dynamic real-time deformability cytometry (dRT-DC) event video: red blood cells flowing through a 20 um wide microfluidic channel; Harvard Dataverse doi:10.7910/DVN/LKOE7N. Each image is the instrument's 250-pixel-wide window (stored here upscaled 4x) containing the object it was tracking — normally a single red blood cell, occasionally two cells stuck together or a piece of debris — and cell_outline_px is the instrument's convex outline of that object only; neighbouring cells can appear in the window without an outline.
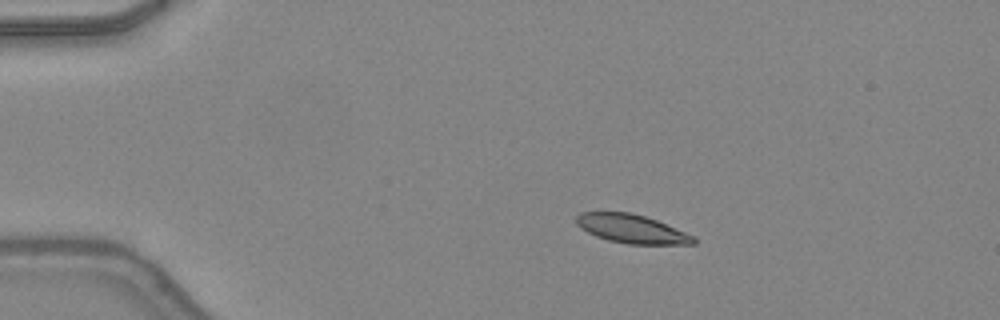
{"species": "common noctule bat (a hibernating species)", "species_latin": "Nyctalus noctula", "temperature_condition": "warm", "stored_images_in_passage": 40, "camera_frame_rate_fps": 3000, "um_per_image_px": 0.085, "animal": {"sex": "female", "body_mass_g": 24.6, "forearm_length_mm": 56.2}, "frame": {"image": 1, "passage_image": 1, "time_ms": 0.0, "image_size_px": [1000, 320], "cell_outline_px": [[696, 244], [628, 244], [608, 240], [596, 236], [580, 228], [576, 224], [576, 216], [580, 212], [632, 212], [656, 220], [696, 236]], "centroid_in_image_um": [53.7, 19.45], "position_along_channel_um": 31.3, "area_um2": 19.65}}
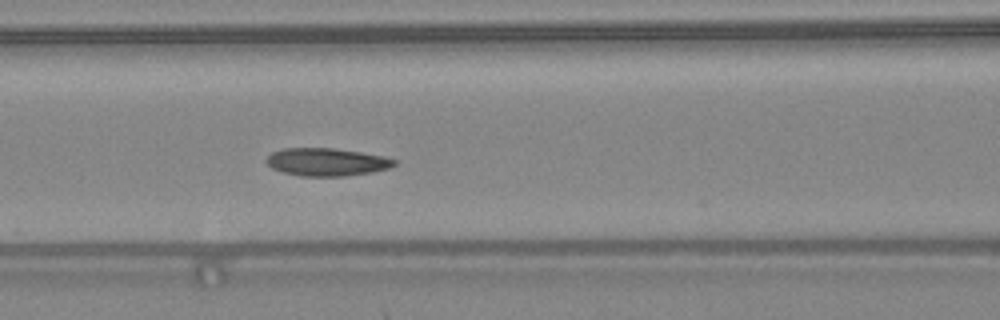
{"frame": {"image": 2, "passage_image": 13, "time_ms": 4.0, "image_size_px": [1000, 320], "cell_outline_px": [[396, 164], [388, 168], [372, 172], [344, 176], [300, 176], [284, 172], [272, 168], [264, 160], [272, 152], [280, 148], [332, 148], [360, 152], [384, 156], [396, 160]], "centroid_in_image_um": [27.74, 13.76], "position_along_channel_um": 138.9, "area_um2": 20.69}}
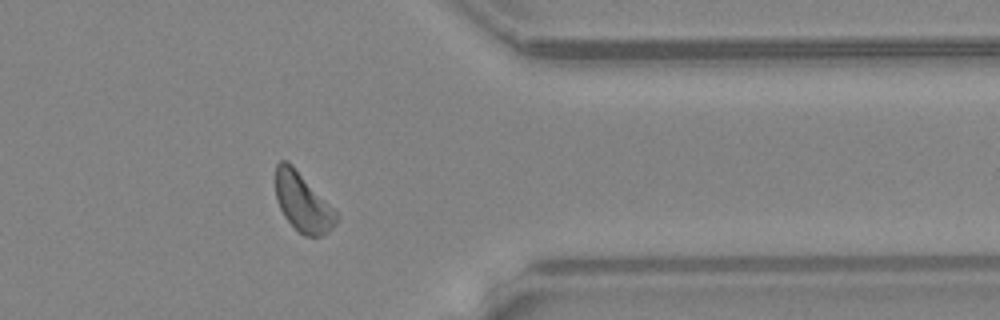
{"frame": {"image": 3, "passage_image": 31, "time_ms": 10.0, "image_size_px": [1000, 320], "cell_outline_px": [[340, 216], [336, 224], [328, 232], [320, 236], [304, 236], [284, 216], [276, 200], [276, 164], [280, 160], [288, 160], [292, 164]], "centroid_in_image_um": [25.73, 17.19], "position_along_channel_um": 385.7, "area_um2": 20.52}, "authors_computed_cell_mechanics": {"area_um2": 20.6924, "velocity_mm_per_s": 4.3101, "shape_relaxation_time_tau1_ms": 3.2427, "shape_relaxation_time_tau2_ms": 7.3149, "deformation_change_tau1": 0.1059, "deformation_change_tau2": 0.1679}}